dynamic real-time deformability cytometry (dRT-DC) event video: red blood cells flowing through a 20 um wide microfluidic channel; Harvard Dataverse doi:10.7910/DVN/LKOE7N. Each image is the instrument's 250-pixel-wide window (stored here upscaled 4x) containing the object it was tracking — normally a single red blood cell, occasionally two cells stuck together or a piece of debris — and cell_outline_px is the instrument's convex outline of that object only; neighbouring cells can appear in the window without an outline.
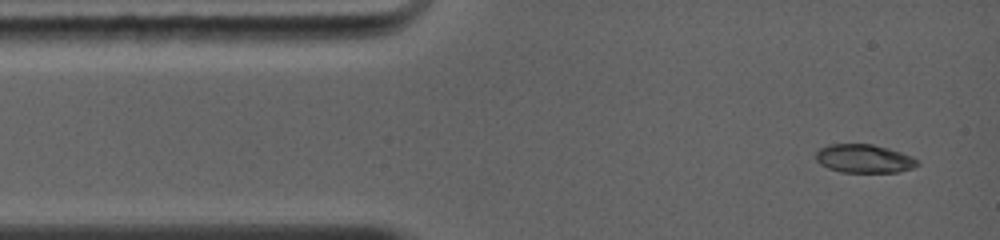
{"species": "common noctule bat (a hibernating species)", "species_latin": "Nyctalus noctula", "temperature_condition": "warm", "stored_images_in_passage": 25, "camera_frame_rate_fps": 5000, "um_per_image_px": 0.085, "animal": {"sex": "female", "body_mass_g": 19.0, "forearm_length_mm": 56.7}, "frame": {"image": 1, "passage_image": 1, "time_ms": 0.0, "image_size_px": [1000, 240], "cell_outline_px": [[920, 164], [912, 168], [896, 172], [840, 172], [828, 168], [820, 164], [816, 160], [816, 152], [820, 148], [828, 144], [872, 144], [888, 148], [912, 156], [920, 160]], "centroid_in_image_um": [73.45, 13.48], "position_along_channel_um": 11.5, "area_um2": 16.94}}
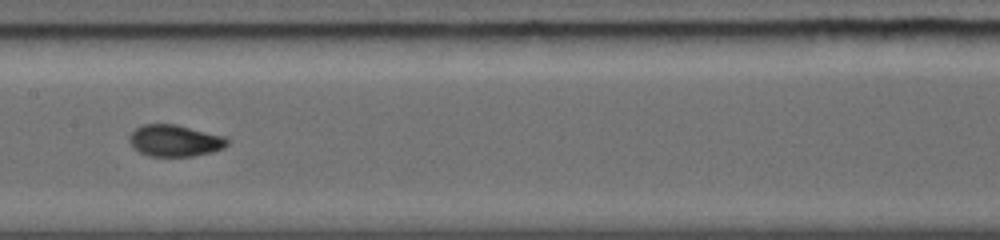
{"frame": {"image": 2, "passage_image": 11, "time_ms": 5.4, "image_size_px": [1000, 240], "cell_outline_px": [[228, 144], [224, 148], [212, 152], [192, 156], [148, 156], [132, 148], [128, 140], [128, 136], [136, 128], [144, 124], [176, 124], [224, 136], [228, 140]], "centroid_in_image_um": [14.83, 11.96], "position_along_channel_um": 192.6, "area_um2": 18.15}}
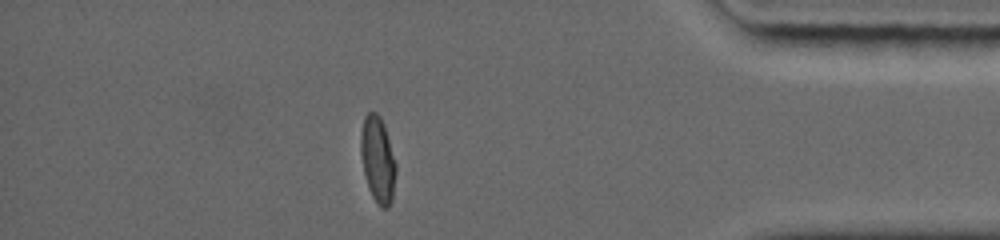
{"frame": {"image": 3, "passage_image": 22, "time_ms": 11.0, "image_size_px": [1000, 240], "cell_outline_px": [[396, 172], [392, 200], [388, 208], [380, 208], [372, 196], [368, 188], [364, 172], [360, 152], [360, 132], [364, 116], [368, 112], [376, 112], [380, 116], [384, 124], [396, 164]], "centroid_in_image_um": [32.1, 13.56], "position_along_channel_um": 403.1, "area_um2": 17.8}, "authors_computed_cell_mechanics": {"area_um2": 17.7446, "velocity_mm_per_s": 4.3877, "shape_relaxation_time_tau1_ms": 6.2141, "shape_relaxation_time_tau2_ms": null, "deformation_change_tau1": 0.2356, "deformation_change_tau2": null}}